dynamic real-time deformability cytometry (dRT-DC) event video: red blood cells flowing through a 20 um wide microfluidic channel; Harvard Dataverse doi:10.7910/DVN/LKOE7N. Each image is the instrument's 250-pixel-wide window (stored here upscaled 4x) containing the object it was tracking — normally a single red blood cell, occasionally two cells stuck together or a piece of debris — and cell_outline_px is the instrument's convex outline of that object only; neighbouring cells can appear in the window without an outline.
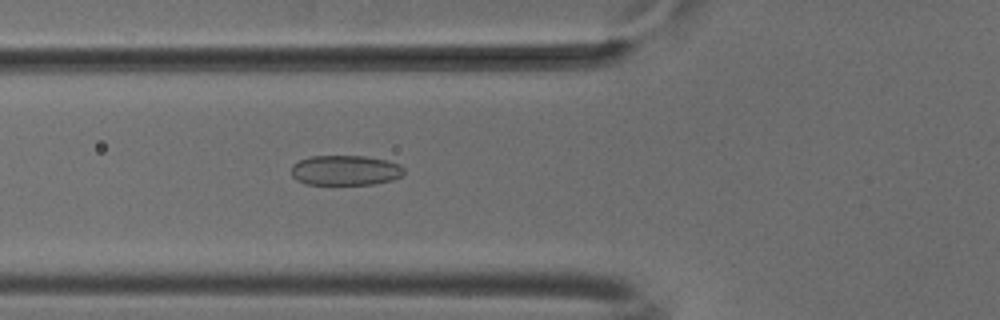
{"species": "common noctule bat (a hibernating species)", "species_latin": "Nyctalus noctula", "temperature_condition": "cold", "stored_images_in_passage": 6, "camera_frame_rate_fps": 3000, "um_per_image_px": 0.085, "animal": {"sex": "male", "body_mass_g": 18.8}, "frame": {"image": 1, "passage_image": 6, "time_ms": 1.667, "image_size_px": [1000, 320], "cell_outline_px": [[404, 172], [400, 176], [392, 180], [372, 184], [304, 184], [296, 180], [292, 176], [292, 164], [308, 156], [368, 156], [388, 160], [400, 164], [404, 168]], "centroid_in_image_um": [29.35, 14.47], "position_along_channel_um": 96.5, "area_um2": 19.88}}